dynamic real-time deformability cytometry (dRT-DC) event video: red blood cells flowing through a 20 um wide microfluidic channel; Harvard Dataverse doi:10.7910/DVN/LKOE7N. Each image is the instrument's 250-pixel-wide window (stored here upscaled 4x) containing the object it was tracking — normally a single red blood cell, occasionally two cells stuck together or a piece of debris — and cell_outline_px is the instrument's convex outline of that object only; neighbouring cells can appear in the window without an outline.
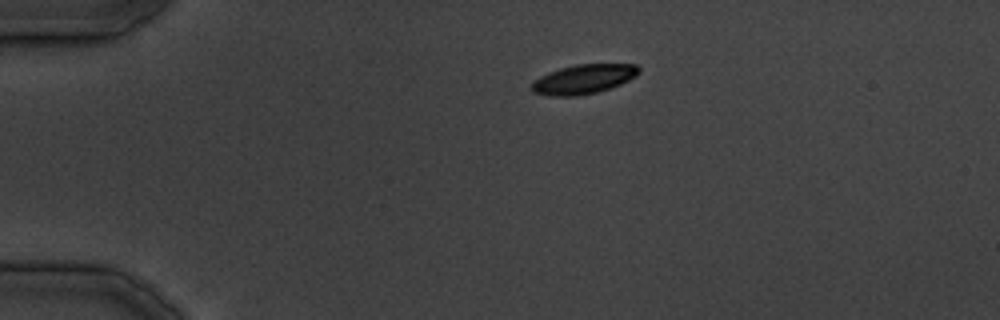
{"species": "common noctule bat (a hibernating species)", "species_latin": "Nyctalus noctula", "temperature_condition": "cold", "stored_images_in_passage": 10, "camera_frame_rate_fps": 3000, "um_per_image_px": 0.085, "animal": {"sex": "male", "body_mass_g": 19.5, "forearm_length_mm": 54.6}, "frame": {"image": 1, "passage_image": 1, "time_ms": 0.0, "image_size_px": [1000, 320], "cell_outline_px": [[640, 72], [636, 76], [620, 84], [596, 92], [576, 96], [548, 96], [532, 92], [532, 80], [540, 76], [560, 68], [576, 64], [636, 64], [640, 68]], "centroid_in_image_um": [49.58, 6.72], "position_along_channel_um": 35.4, "area_um2": 18.32}}